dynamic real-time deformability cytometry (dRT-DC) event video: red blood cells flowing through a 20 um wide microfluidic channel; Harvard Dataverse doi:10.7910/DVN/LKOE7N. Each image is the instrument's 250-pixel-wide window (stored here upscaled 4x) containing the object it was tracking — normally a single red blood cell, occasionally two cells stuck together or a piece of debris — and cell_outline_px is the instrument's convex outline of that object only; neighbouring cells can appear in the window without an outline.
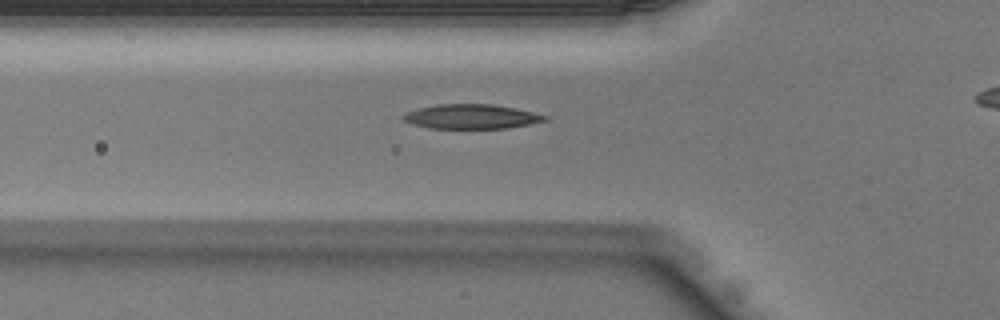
{"species": "Egyptian fruit bat (a non-hibernating species)", "species_latin": "Rousettus aegyptiacus", "temperature_condition": "warm", "stored_images_in_passage": 37, "camera_frame_rate_fps": 3000, "um_per_image_px": 0.085, "animal": {"sex": "male"}, "frame": {"image": 1, "passage_image": 14, "time_ms": 4.333, "image_size_px": [1000, 320], "cell_outline_px": [[548, 120], [508, 128], [428, 128], [412, 124], [404, 120], [400, 116], [408, 112], [420, 108], [436, 104], [492, 104], [532, 112], [548, 116]], "centroid_in_image_um": [40.04, 9.91], "position_along_channel_um": 85.8, "area_um2": 20.0}}
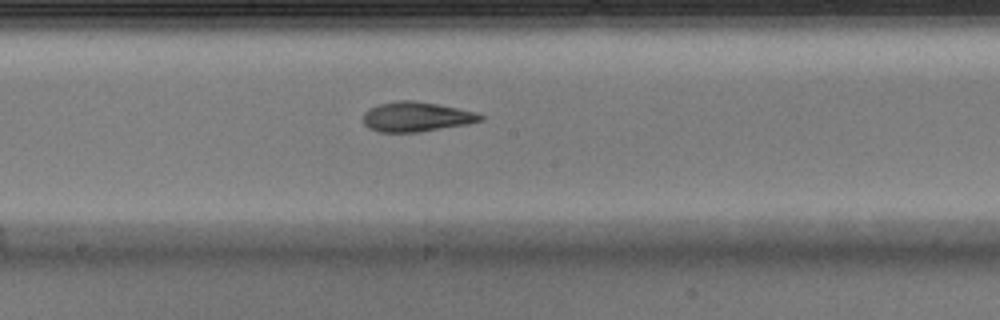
{"frame": {"image": 2, "passage_image": 22, "time_ms": 7.0, "image_size_px": [1000, 320], "cell_outline_px": [[484, 120], [468, 124], [420, 132], [380, 132], [368, 128], [364, 124], [364, 112], [380, 104], [400, 100], [412, 100], [436, 104], [476, 112], [484, 116]], "centroid_in_image_um": [35.41, 9.94], "position_along_channel_um": 212.8, "area_um2": 20.17}}
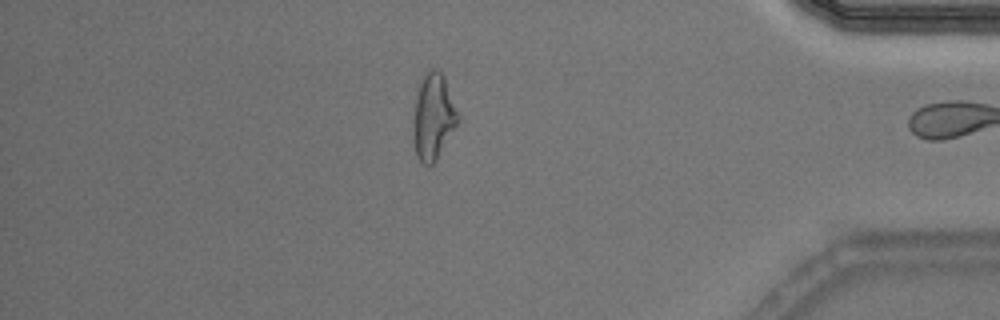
{"frame": {"image": 3, "passage_image": 36, "time_ms": 11.667, "image_size_px": [1000, 320], "cell_outline_px": [[460, 116], [456, 124], [436, 160], [432, 164], [424, 164], [416, 156], [416, 92], [424, 76], [432, 68], [436, 68], [444, 76]], "centroid_in_image_um": [36.88, 9.87], "position_along_channel_um": 398.3, "area_um2": 21.15}}